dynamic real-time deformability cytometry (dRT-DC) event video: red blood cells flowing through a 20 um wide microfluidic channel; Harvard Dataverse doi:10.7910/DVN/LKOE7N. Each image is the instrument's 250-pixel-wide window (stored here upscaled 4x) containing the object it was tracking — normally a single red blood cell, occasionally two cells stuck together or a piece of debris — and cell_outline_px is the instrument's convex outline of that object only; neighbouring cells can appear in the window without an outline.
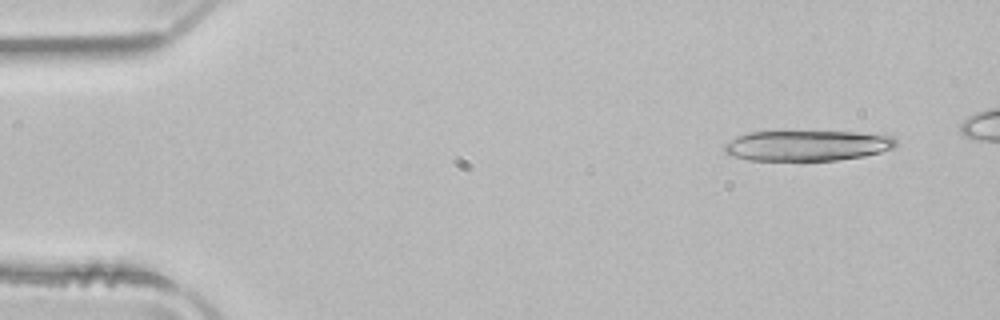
{"species": "common noctule bat (a hibernating species)", "species_latin": "Nyctalus noctula", "temperature_condition": "room temperature", "stored_images_in_passage": 11, "camera_frame_rate_fps": 3000, "um_per_image_px": 0.085, "animal": {"sex": "male", "body_mass_g": 21.5, "forearm_length_mm": 52.0}, "frame": {"image": 1, "passage_image": 2, "time_ms": 0.333, "image_size_px": [1000, 320], "cell_outline_px": [[896, 148], [864, 156], [836, 160], [748, 160], [732, 156], [724, 152], [724, 144], [736, 136], [748, 132], [780, 128], [784, 128], [856, 132], [892, 136], [896, 140]], "centroid_in_image_um": [68.55, 12.31], "position_along_channel_um": 16.5, "area_um2": 32.02}}